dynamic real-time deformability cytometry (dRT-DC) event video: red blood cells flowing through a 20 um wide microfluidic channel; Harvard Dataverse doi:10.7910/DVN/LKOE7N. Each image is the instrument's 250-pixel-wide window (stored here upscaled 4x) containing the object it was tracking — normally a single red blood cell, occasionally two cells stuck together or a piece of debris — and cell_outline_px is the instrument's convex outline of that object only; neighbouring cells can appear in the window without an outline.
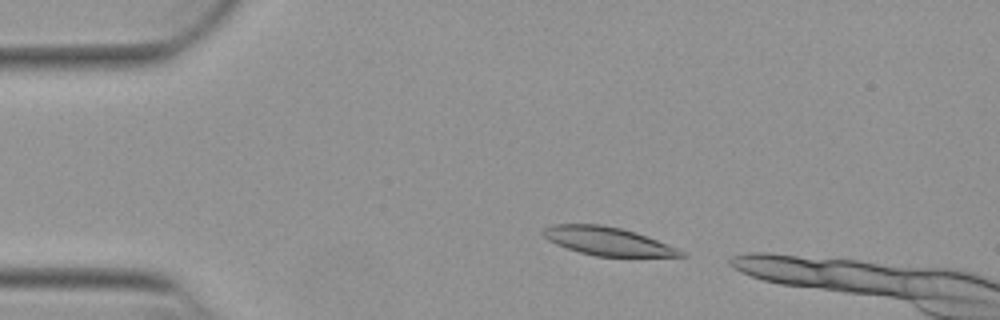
{"species": "Egyptian fruit bat (a non-hibernating species)", "species_latin": "Rousettus aegyptiacus", "temperature_condition": "warm", "stored_images_in_passage": 37, "camera_frame_rate_fps": 3000, "um_per_image_px": 0.085, "animal": {"sex": "female"}, "frame": {"image": 1, "passage_image": 4, "time_ms": 1.0, "image_size_px": [1000, 320], "cell_outline_px": [[688, 256], [596, 256], [580, 252], [556, 244], [548, 240], [540, 232], [544, 228], [552, 224], [600, 224], [620, 228], [636, 232], [668, 244], [684, 252]], "centroid_in_image_um": [51.62, 20.49], "position_along_channel_um": 33.4, "area_um2": 22.48}}
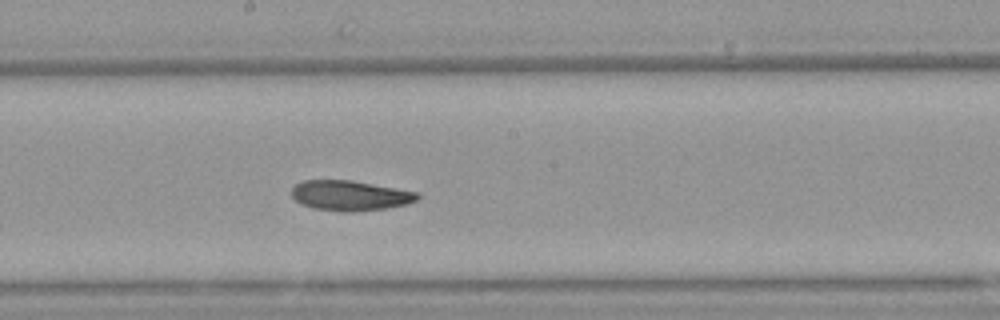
{"frame": {"image": 2, "passage_image": 22, "time_ms": 7.0, "image_size_px": [1000, 320], "cell_outline_px": [[420, 196], [416, 200], [408, 204], [388, 208], [352, 212], [344, 212], [312, 208], [296, 200], [292, 196], [292, 188], [296, 184], [304, 180], [352, 180], [420, 192]], "centroid_in_image_um": [29.8, 16.62], "position_along_channel_um": 218.4, "area_um2": 22.2}}
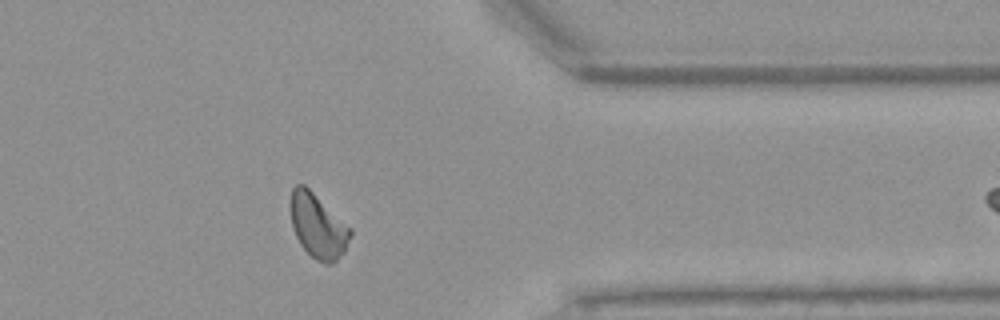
{"frame": {"image": 3, "passage_image": 36, "time_ms": 11.667, "image_size_px": [1000, 320], "cell_outline_px": [[352, 236], [344, 252], [332, 264], [324, 264], [316, 260], [300, 244], [296, 236], [292, 224], [288, 204], [288, 200], [292, 188], [296, 184], [304, 184], [352, 228]], "centroid_in_image_um": [27.01, 19.19], "position_along_channel_um": 384.4, "area_um2": 22.72}}